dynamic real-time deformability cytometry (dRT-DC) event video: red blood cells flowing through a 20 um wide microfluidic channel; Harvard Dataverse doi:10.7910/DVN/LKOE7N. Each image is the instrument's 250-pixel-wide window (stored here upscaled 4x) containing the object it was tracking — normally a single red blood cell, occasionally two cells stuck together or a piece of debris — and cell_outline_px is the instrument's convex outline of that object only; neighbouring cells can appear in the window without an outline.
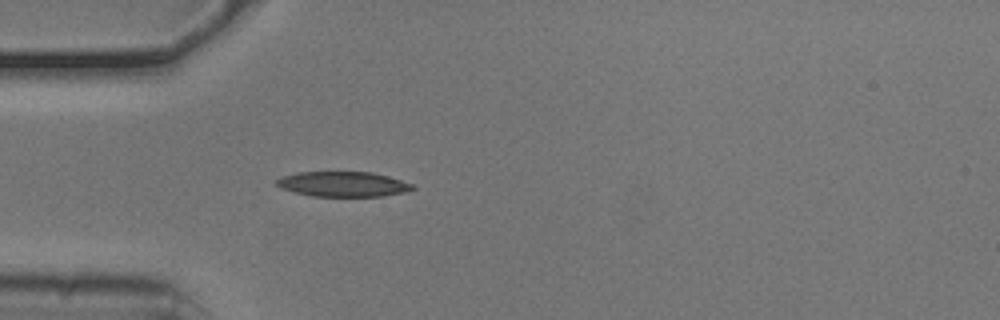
{"species": "common noctule bat (a hibernating species)", "species_latin": "Nyctalus noctula", "temperature_condition": "cold", "stored_images_in_passage": 26, "camera_frame_rate_fps": 3000, "um_per_image_px": 0.085, "animal": {"sex": "male", "body_mass_g": 20.5, "forearm_length_mm": 52.5}, "frame": {"image": 1, "passage_image": 1, "time_ms": 0.0, "image_size_px": [1000, 320], "cell_outline_px": [[416, 188], [404, 192], [380, 196], [312, 196], [296, 192], [284, 188], [276, 184], [276, 180], [280, 176], [296, 172], [372, 172], [388, 176], [412, 184]], "centroid_in_image_um": [29.15, 15.64], "position_along_channel_um": 55.9, "area_um2": 19.65}}
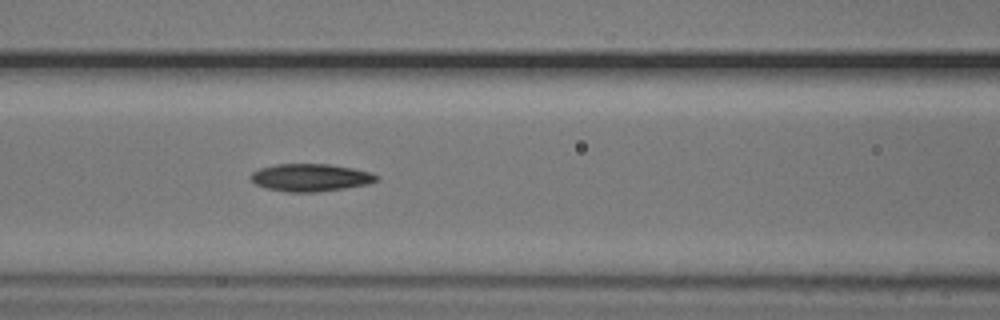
{"frame": {"image": 2, "passage_image": 8, "time_ms": 2.333, "image_size_px": [1000, 320], "cell_outline_px": [[380, 176], [376, 180], [368, 184], [344, 188], [316, 192], [288, 192], [264, 188], [256, 184], [248, 176], [252, 172], [260, 168], [276, 164], [328, 164], [352, 168], [368, 172]], "centroid_in_image_um": [26.35, 15.09], "position_along_channel_um": 140.3, "area_um2": 20.11}}
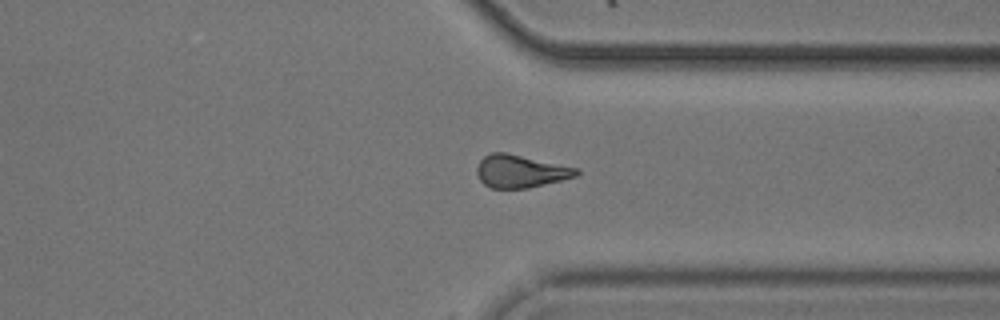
{"frame": {"image": 3, "passage_image": 26, "time_ms": 8.333, "image_size_px": [1000, 320], "cell_outline_px": [[580, 172], [576, 176], [528, 188], [492, 188], [484, 184], [480, 180], [476, 172], [476, 168], [480, 160], [484, 156], [492, 152], [504, 152], [580, 168]], "centroid_in_image_um": [44.23, 14.55], "position_along_channel_um": 367.2, "area_um2": 18.9}}